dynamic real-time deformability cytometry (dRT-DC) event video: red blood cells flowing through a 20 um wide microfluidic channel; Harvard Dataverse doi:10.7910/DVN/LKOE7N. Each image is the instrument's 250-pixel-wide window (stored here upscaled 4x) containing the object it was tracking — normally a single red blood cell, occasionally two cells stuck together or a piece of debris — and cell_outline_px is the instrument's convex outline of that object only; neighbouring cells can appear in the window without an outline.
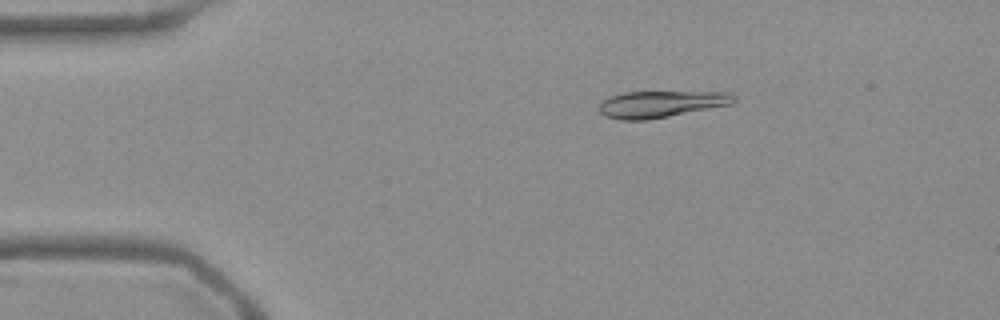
{"species": "Egyptian fruit bat (a non-hibernating species)", "species_latin": "Rousettus aegyptiacus", "temperature_condition": "warm", "stored_images_in_passage": 53, "camera_frame_rate_fps": 3000, "um_per_image_px": 0.085, "frame": {"image": 1, "passage_image": 9, "time_ms": 2.667, "image_size_px": [1000, 320], "cell_outline_px": [[736, 100], [732, 104], [648, 120], [620, 120], [604, 116], [600, 112], [600, 104], [608, 96], [624, 92], [728, 92], [736, 96]], "centroid_in_image_um": [56.17, 8.85], "position_along_channel_um": 28.8, "area_um2": 20.92}}
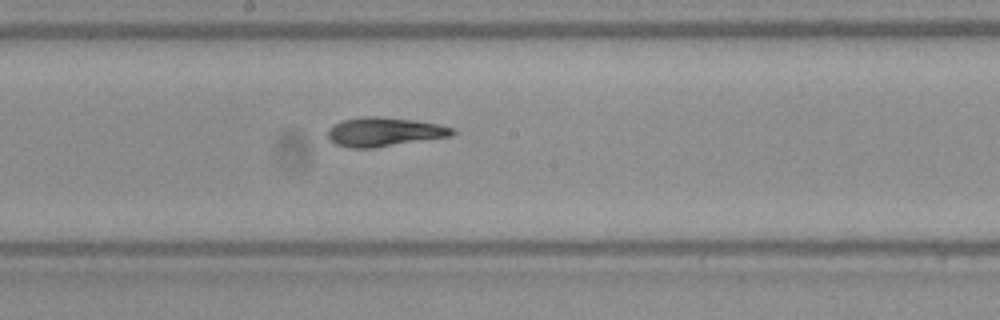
{"frame": {"image": 2, "passage_image": 28, "time_ms": 9.0, "image_size_px": [1000, 320], "cell_outline_px": [[456, 132], [452, 136], [372, 148], [352, 148], [336, 144], [328, 136], [328, 128], [332, 124], [344, 120], [364, 116], [376, 116], [416, 120], [440, 124], [456, 128]], "centroid_in_image_um": [32.71, 11.2], "position_along_channel_um": 215.5, "area_um2": 21.15}}
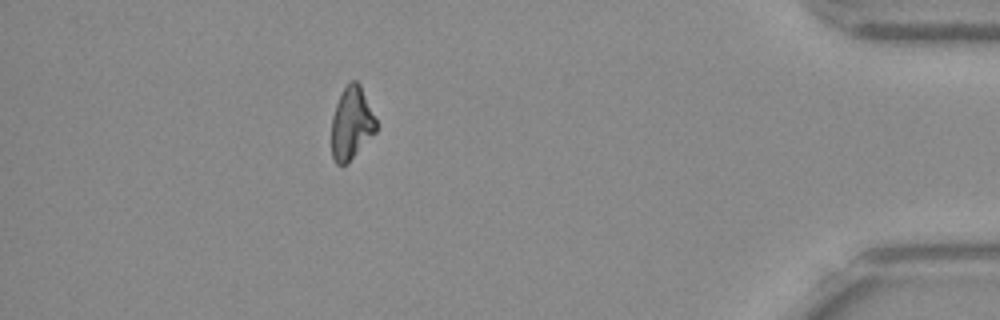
{"frame": {"image": 3, "passage_image": 47, "time_ms": 15.333, "image_size_px": [1000, 320], "cell_outline_px": [[376, 132], [344, 164], [336, 164], [332, 156], [332, 116], [336, 104], [344, 88], [352, 80], [356, 80], [360, 84], [376, 120]], "centroid_in_image_um": [29.87, 10.45], "position_along_channel_um": 405.3, "area_um2": 18.26}, "authors_computed_cell_mechanics": {"area_um2": 20.5768, "velocity_mm_per_s": 3.7969, "shape_relaxation_time_tau1_ms": 5.8612, "shape_relaxation_time_tau2_ms": 2.5003, "deformation_change_tau1": 0.1988, "deformation_change_tau2": 0.0824}}